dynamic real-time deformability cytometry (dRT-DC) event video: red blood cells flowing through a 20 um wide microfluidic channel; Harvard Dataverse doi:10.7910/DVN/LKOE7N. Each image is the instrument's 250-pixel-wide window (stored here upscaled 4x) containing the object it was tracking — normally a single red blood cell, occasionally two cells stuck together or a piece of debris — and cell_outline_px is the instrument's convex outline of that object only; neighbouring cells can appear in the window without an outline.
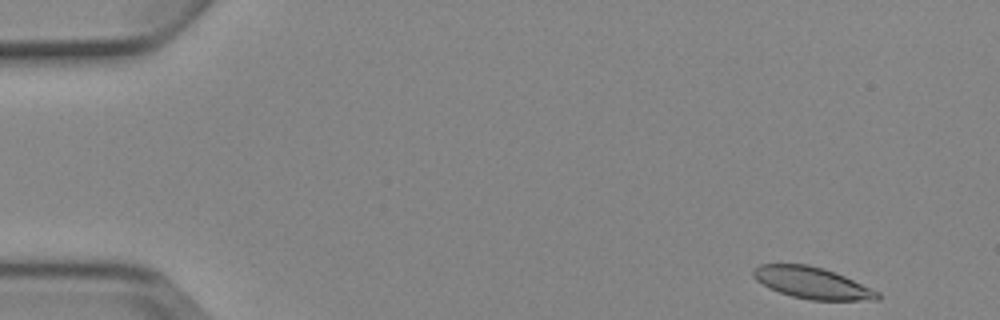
{"species": "Egyptian fruit bat (a non-hibernating species)", "species_latin": "Rousettus aegyptiacus", "temperature_condition": "cold", "stored_images_in_passage": 5, "camera_frame_rate_fps": 3000, "um_per_image_px": 0.085, "animal": {"sex": "female"}, "frame": {"image": 1, "passage_image": 1, "time_ms": 0.0, "image_size_px": [1000, 320], "cell_outline_px": [[880, 300], [812, 300], [792, 296], [780, 292], [756, 280], [752, 276], [752, 272], [760, 264], [808, 264], [824, 268], [836, 272], [872, 288], [880, 292]], "centroid_in_image_um": [69.08, 24.04], "position_along_channel_um": 15.9, "area_um2": 22.77}}
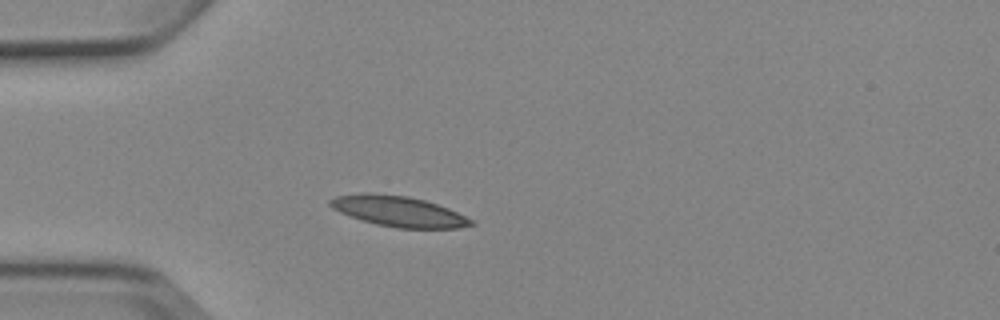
{"frame": {"image": 2, "passage_image": 4, "time_ms": 3.667, "image_size_px": [1000, 320], "cell_outline_px": [[476, 224], [456, 228], [396, 228], [376, 224], [360, 220], [340, 212], [332, 208], [328, 204], [328, 200], [336, 196], [364, 192], [372, 192], [408, 196], [424, 200], [448, 208], [472, 220]], "centroid_in_image_um": [33.82, 17.95], "position_along_channel_um": 51.2, "area_um2": 25.09}}